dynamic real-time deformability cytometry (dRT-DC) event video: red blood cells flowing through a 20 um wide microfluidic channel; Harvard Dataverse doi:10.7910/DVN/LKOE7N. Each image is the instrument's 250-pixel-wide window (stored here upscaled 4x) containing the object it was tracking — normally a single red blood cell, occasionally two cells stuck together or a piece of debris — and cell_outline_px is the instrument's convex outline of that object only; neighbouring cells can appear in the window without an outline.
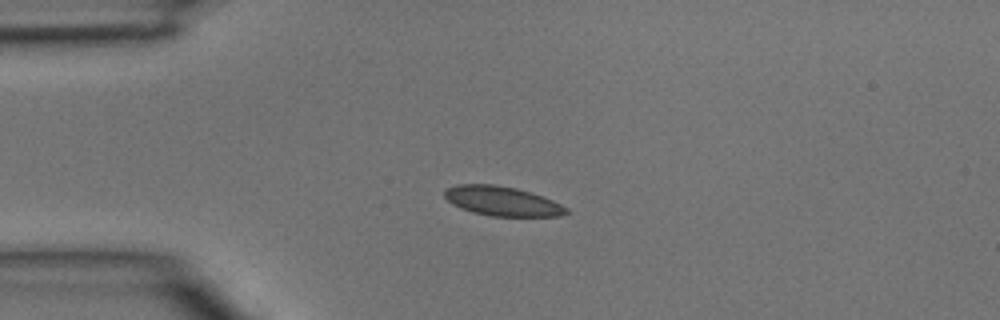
{"species": "common noctule bat (a hibernating species)", "species_latin": "Nyctalus noctula", "temperature_condition": "room temperature", "stored_images_in_passage": 16, "camera_frame_rate_fps": 3000, "um_per_image_px": 0.085, "animal": {"sex": "male", "body_mass_g": 15.6}, "frame": {"image": 1, "passage_image": 1, "time_ms": 0.0, "image_size_px": [1000, 320], "cell_outline_px": [[572, 212], [560, 216], [492, 216], [472, 212], [460, 208], [452, 204], [444, 196], [444, 192], [448, 188], [456, 184], [492, 184], [516, 188], [552, 200], [568, 208]], "centroid_in_image_um": [42.68, 17.1], "position_along_channel_um": 42.3, "area_um2": 20.81}}
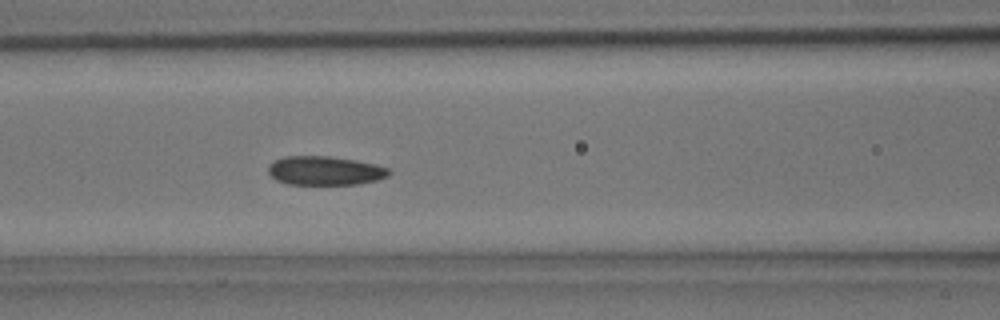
{"frame": {"image": 2, "passage_image": 9, "time_ms": 2.667, "image_size_px": [1000, 320], "cell_outline_px": [[392, 172], [388, 176], [376, 180], [360, 184], [288, 184], [276, 180], [268, 172], [268, 164], [272, 160], [284, 156], [328, 156], [356, 160], [376, 164], [388, 168]], "centroid_in_image_um": [27.61, 14.5], "position_along_channel_um": 139.0, "area_um2": 20.52}}
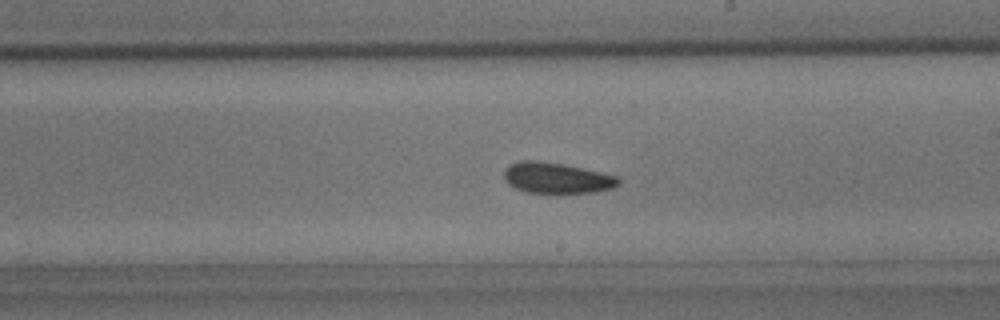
{"frame": {"image": 3, "passage_image": 16, "time_ms": 5.0, "image_size_px": [1000, 320], "cell_outline_px": [[620, 184], [612, 188], [592, 192], [560, 196], [528, 192], [516, 188], [508, 184], [504, 180], [504, 172], [508, 164], [520, 160], [540, 160], [564, 164], [620, 176]], "centroid_in_image_um": [47.33, 15.16], "position_along_channel_um": 241.7, "area_um2": 21.5}}